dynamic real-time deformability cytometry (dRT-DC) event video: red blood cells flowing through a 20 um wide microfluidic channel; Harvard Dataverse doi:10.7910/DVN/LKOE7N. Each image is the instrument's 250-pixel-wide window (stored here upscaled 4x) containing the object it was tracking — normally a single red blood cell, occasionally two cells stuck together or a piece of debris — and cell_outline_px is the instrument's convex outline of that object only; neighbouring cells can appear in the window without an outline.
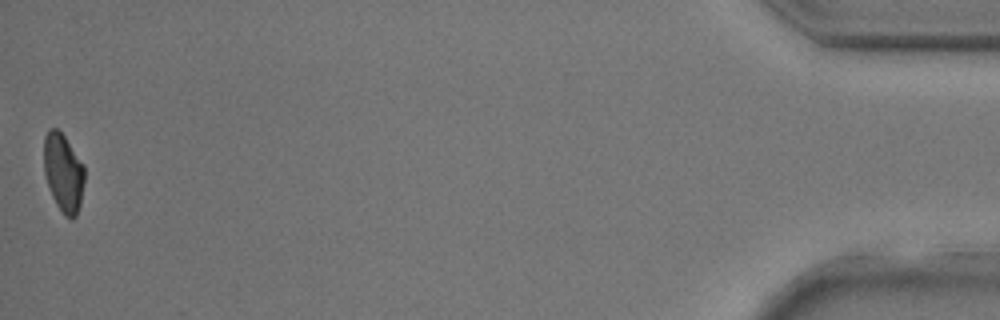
{"species": "common noctule bat (a hibernating species)", "species_latin": "Nyctalus noctula", "temperature_condition": "room temperature", "stored_images_in_passage": 31, "camera_frame_rate_fps": 3000, "um_per_image_px": 0.085, "animal": {"sex": "male", "body_mass_g": 17.9, "forearm_length_mm": 54.2}, "frame": {"image": 1, "passage_image": 31, "time_ms": 10.0, "image_size_px": [1000, 320], "cell_outline_px": [[84, 180], [80, 204], [76, 216], [72, 220], [64, 216], [56, 204], [52, 196], [44, 172], [44, 136], [48, 128], [56, 128], [64, 136], [84, 164]], "centroid_in_image_um": [5.38, 14.68], "position_along_channel_um": 429.8, "area_um2": 18.55}}